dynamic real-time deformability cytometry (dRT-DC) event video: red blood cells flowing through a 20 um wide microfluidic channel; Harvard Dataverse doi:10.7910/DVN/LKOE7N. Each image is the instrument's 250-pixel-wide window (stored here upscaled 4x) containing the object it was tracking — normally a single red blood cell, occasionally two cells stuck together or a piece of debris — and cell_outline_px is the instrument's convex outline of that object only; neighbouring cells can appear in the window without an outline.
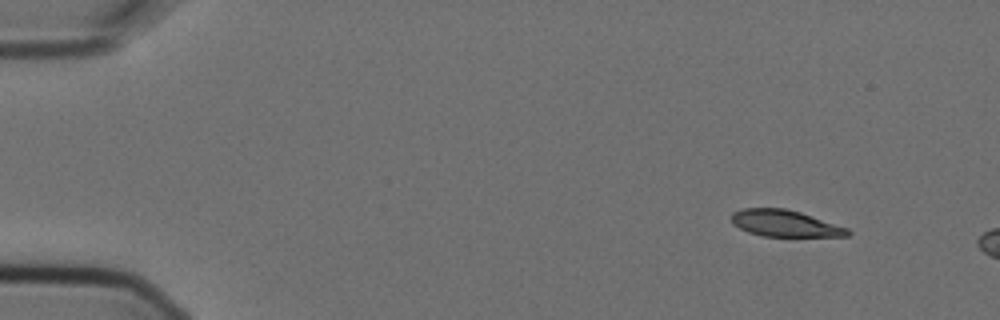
{"species": "Egyptian fruit bat (a non-hibernating species)", "species_latin": "Rousettus aegyptiacus", "temperature_condition": "cold", "stored_images_in_passage": 3, "camera_frame_rate_fps": 3000, "um_per_image_px": 0.085, "animal": {"sex": "female"}, "frame": {"image": 1, "passage_image": 1, "time_ms": 0.0, "image_size_px": [1000, 320], "cell_outline_px": [[852, 232], [848, 236], [764, 236], [748, 232], [732, 224], [732, 212], [744, 208], [784, 208], [800, 212], [848, 228]], "centroid_in_image_um": [66.71, 18.98], "position_along_channel_um": 18.3, "area_um2": 17.86}}